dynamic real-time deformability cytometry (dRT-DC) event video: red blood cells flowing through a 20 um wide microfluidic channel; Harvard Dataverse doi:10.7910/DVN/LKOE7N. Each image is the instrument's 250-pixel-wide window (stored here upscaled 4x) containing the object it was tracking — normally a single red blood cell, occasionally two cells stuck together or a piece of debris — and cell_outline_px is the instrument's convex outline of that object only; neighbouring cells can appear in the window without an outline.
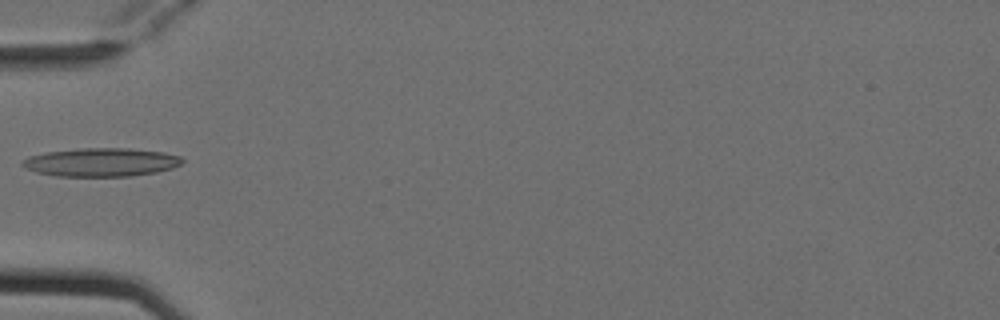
{"species": "Egyptian fruit bat (a non-hibernating species)", "species_latin": "Rousettus aegyptiacus", "temperature_condition": "cold", "stored_images_in_passage": 5, "camera_frame_rate_fps": 3000, "um_per_image_px": 0.085, "animal": {"sex": "female"}, "frame": {"image": 1, "passage_image": 4, "time_ms": 1.0, "image_size_px": [1000, 320], "cell_outline_px": [[184, 160], [180, 164], [172, 168], [156, 172], [132, 176], [56, 176], [36, 172], [24, 168], [20, 164], [28, 156], [44, 152], [80, 148], [128, 148], [164, 152], [180, 156]], "centroid_in_image_um": [8.57, 13.78], "position_along_channel_um": 76.4, "area_um2": 26.65}}
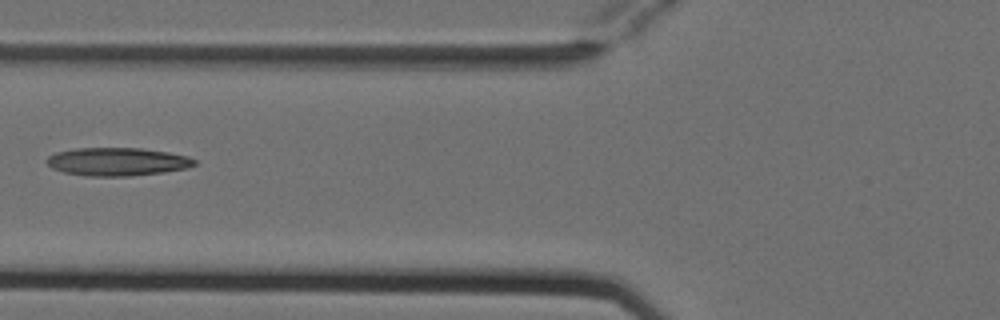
{"frame": {"image": 2, "passage_image": 5, "time_ms": 1.333, "image_size_px": [1000, 320], "cell_outline_px": [[196, 164], [188, 168], [164, 172], [128, 176], [84, 176], [64, 172], [52, 168], [44, 160], [48, 156], [56, 152], [76, 148], [140, 148], [168, 152], [188, 156], [196, 160]], "centroid_in_image_um": [9.96, 13.74], "position_along_channel_um": 115.8, "area_um2": 24.33}}